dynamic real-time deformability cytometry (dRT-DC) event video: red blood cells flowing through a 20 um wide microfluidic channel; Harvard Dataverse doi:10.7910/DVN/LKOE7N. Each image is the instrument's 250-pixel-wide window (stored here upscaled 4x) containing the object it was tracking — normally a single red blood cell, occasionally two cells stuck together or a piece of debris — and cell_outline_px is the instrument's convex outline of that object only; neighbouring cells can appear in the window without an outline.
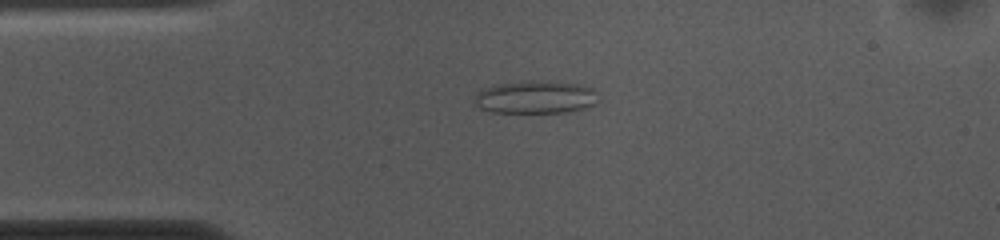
{"species": "common noctule bat (a hibernating species)", "species_latin": "Nyctalus noctula", "temperature_condition": "cold", "stored_images_in_passage": 53, "camera_frame_rate_fps": 3000, "um_per_image_px": 0.085, "animal": {"sex": "female", "body_mass_g": 10.0, "forearm_length_mm": 53.1}, "frame": {"image": 1, "passage_image": 11, "time_ms": 3.333, "image_size_px": [1000, 240], "cell_outline_px": [[600, 100], [596, 104], [584, 108], [568, 112], [492, 112], [480, 108], [472, 104], [476, 92], [480, 88], [496, 84], [528, 80], [552, 80], [580, 84], [596, 88]], "centroid_in_image_um": [45.54, 8.23], "position_along_channel_um": 39.5, "area_um2": 24.57}}
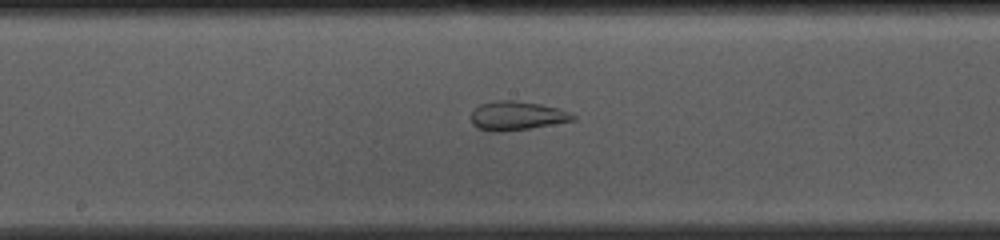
{"frame": {"image": 2, "passage_image": 26, "time_ms": 8.333, "image_size_px": [1000, 240], "cell_outline_px": [[576, 120], [528, 128], [500, 132], [492, 132], [476, 128], [472, 124], [472, 112], [480, 104], [496, 100], [516, 100], [540, 104], [560, 108], [576, 116]], "centroid_in_image_um": [43.92, 9.83], "position_along_channel_um": 204.3, "area_um2": 17.17}}
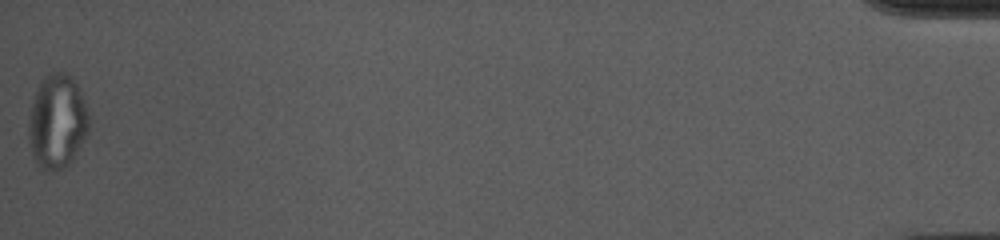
{"frame": {"image": 3, "passage_image": 53, "time_ms": 17.333, "image_size_px": [1000, 240], "cell_outline_px": [[88, 132], [72, 160], [64, 168], [52, 172], [48, 172], [36, 164], [32, 156], [28, 140], [28, 116], [40, 80], [44, 76], [56, 72], [64, 72], [76, 84], [84, 100], [88, 116]], "centroid_in_image_um": [4.82, 10.38], "position_along_channel_um": 430.4, "area_um2": 33.0}, "authors_computed_cell_mechanics": {"area_um2": 24.4494, "velocity_mm_per_s": 3.6552, "shape_relaxation_time_tau1_ms": null, "shape_relaxation_time_tau2_ms": 1.4742, "deformation_change_tau1": null, "deformation_change_tau2": 0.0956}}